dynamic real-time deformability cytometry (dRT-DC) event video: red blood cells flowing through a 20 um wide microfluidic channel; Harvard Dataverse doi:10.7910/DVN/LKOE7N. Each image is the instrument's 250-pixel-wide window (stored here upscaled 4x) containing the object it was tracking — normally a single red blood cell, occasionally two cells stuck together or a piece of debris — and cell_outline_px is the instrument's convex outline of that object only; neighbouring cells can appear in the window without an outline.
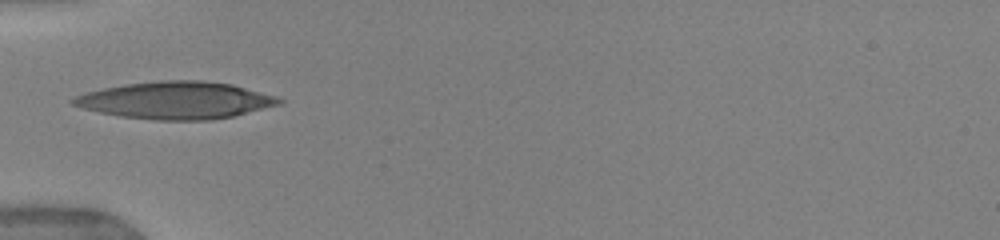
{"species": "human", "species_latin": "Homo sapiens", "temperature_condition": "warm", "stored_images_in_passage": 19, "camera_frame_rate_fps": 3000, "um_per_image_px": 0.085, "donor": {"sex": "female"}, "frame": {"image": 1, "passage_image": 1, "time_ms": 0.0, "image_size_px": [1000, 240], "cell_outline_px": [[284, 100], [280, 104], [232, 116], [212, 120], [156, 120], [120, 116], [100, 112], [84, 108], [72, 104], [68, 100], [76, 96], [88, 92], [104, 88], [124, 84], [160, 80], [204, 80], [232, 84], [276, 96]], "centroid_in_image_um": [14.94, 8.52], "position_along_channel_um": 70.1, "area_um2": 44.45}}